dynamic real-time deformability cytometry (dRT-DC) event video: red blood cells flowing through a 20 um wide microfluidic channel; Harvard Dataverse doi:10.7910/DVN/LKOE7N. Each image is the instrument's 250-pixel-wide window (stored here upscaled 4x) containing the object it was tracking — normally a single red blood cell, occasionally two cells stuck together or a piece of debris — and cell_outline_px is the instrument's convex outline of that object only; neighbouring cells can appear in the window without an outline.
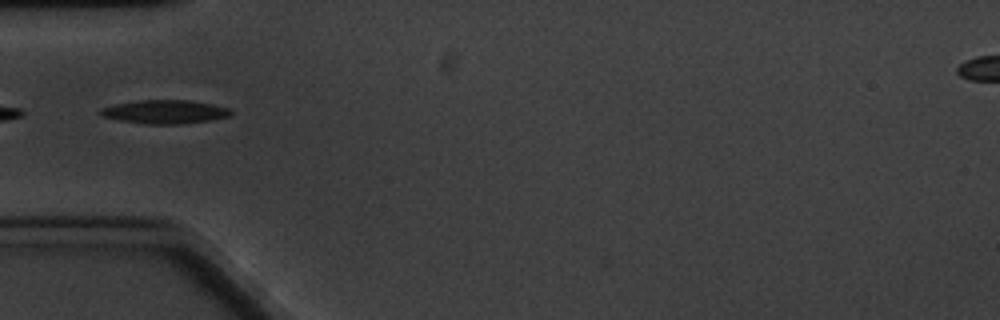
{"species": "common noctule bat (a hibernating species)", "species_latin": "Nyctalus noctula", "temperature_condition": "cold", "stored_images_in_passage": 1, "camera_frame_rate_fps": 3000, "um_per_image_px": 0.085, "animal": {"sex": "male", "body_mass_g": 20.1, "forearm_length_mm": 53.5}, "frame": {"image": 1, "passage_image": 1, "time_ms": 0.0, "image_size_px": [1000, 320], "cell_outline_px": [[232, 116], [212, 120], [180, 124], [144, 124], [120, 120], [100, 116], [96, 112], [100, 108], [116, 104], [136, 100], [188, 100], [212, 104], [228, 108], [232, 112]], "centroid_in_image_um": [13.98, 9.51], "position_along_channel_um": 71.0, "area_um2": 18.15}}